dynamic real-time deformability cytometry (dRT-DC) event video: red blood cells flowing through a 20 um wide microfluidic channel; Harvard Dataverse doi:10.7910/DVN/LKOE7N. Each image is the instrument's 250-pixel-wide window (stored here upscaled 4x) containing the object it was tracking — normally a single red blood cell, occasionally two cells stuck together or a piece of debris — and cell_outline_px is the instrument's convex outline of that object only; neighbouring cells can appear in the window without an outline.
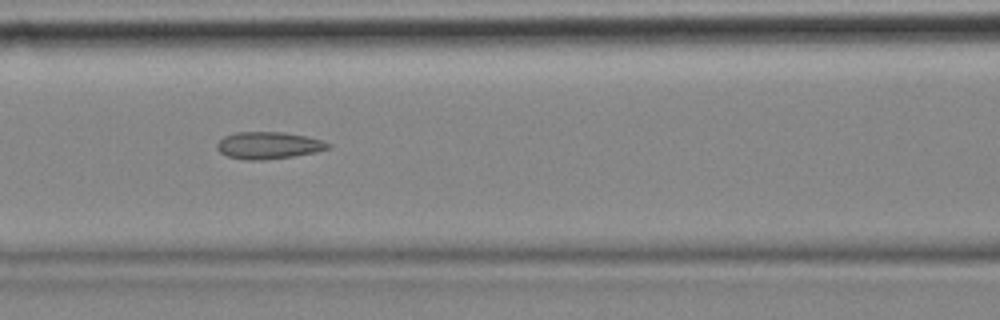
{"species": "common noctule bat (a hibernating species)", "species_latin": "Nyctalus noctula", "temperature_condition": "cold", "stored_images_in_passage": 5, "camera_frame_rate_fps": 3000, "um_per_image_px": 0.085, "animal": {"sex": "female", "body_mass_g": 18.4}, "frame": {"image": 1, "passage_image": 3, "time_ms": 0.667, "image_size_px": [1000, 320], "cell_outline_px": [[332, 148], [316, 152], [292, 156], [264, 160], [248, 160], [228, 156], [220, 152], [216, 148], [216, 144], [224, 136], [236, 132], [284, 132], [308, 136], [332, 144]], "centroid_in_image_um": [22.85, 12.35], "position_along_channel_um": 143.8, "area_um2": 17.57}}